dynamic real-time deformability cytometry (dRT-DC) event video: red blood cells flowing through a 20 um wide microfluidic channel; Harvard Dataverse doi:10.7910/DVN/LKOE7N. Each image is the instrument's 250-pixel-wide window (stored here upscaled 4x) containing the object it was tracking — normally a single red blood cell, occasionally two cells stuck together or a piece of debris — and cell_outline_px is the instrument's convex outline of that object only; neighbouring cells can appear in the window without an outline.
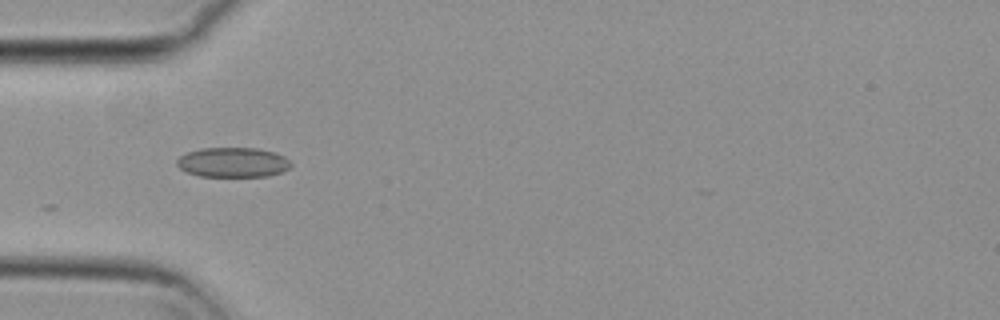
{"species": "common noctule bat (a hibernating species)", "species_latin": "Nyctalus noctula", "temperature_condition": "cold", "stored_images_in_passage": 10, "camera_frame_rate_fps": 3000, "um_per_image_px": 0.085, "animal": {"sex": "female", "body_mass_g": 29.2, "forearm_length_mm": 56.3}, "frame": {"image": 1, "passage_image": 7, "time_ms": 2.0, "image_size_px": [1000, 320], "cell_outline_px": [[292, 164], [288, 168], [280, 172], [268, 176], [200, 176], [188, 172], [180, 168], [176, 164], [176, 160], [180, 156], [188, 152], [200, 148], [256, 148], [276, 152], [284, 156]], "centroid_in_image_um": [19.79, 13.79], "position_along_channel_um": 65.2, "area_um2": 19.71}}